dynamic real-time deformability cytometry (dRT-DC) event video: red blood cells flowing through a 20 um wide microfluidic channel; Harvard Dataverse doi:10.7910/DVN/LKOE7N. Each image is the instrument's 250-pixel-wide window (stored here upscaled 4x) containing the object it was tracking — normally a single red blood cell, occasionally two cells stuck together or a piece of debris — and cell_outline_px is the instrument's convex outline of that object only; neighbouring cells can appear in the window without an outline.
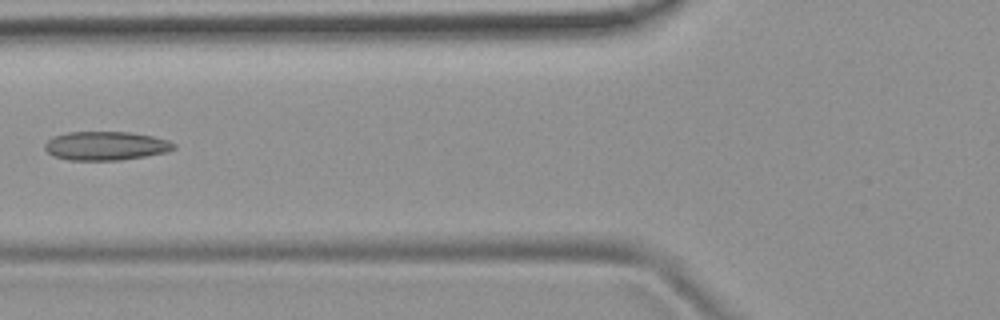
{"species": "common noctule bat (a hibernating species)", "species_latin": "Nyctalus noctula", "temperature_condition": "room temperature", "stored_images_in_passage": 7, "camera_frame_rate_fps": 3000, "um_per_image_px": 0.085, "animal": {"sex": "female", "body_mass_g": 19.9}, "frame": {"image": 1, "passage_image": 6, "time_ms": 5.667, "image_size_px": [1000, 320], "cell_outline_px": [[176, 148], [168, 152], [120, 160], [68, 160], [52, 156], [44, 148], [44, 144], [52, 136], [68, 132], [128, 132], [152, 136], [168, 140], [176, 144]], "centroid_in_image_um": [8.98, 12.4], "position_along_channel_um": 116.8, "area_um2": 21.73}}
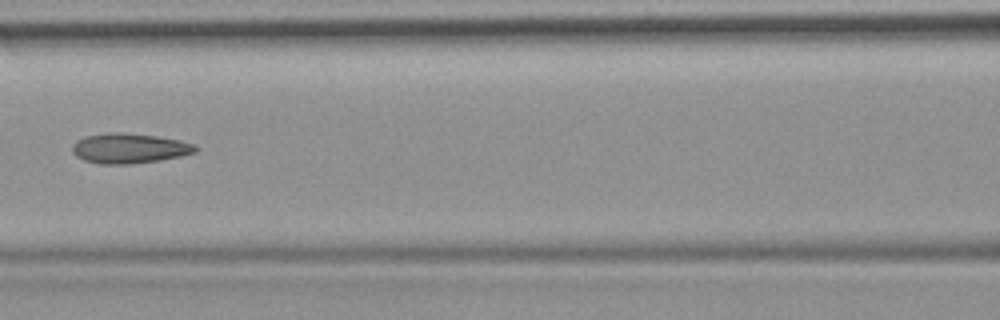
{"frame": {"image": 2, "passage_image": 7, "time_ms": 6.667, "image_size_px": [1000, 320], "cell_outline_px": [[200, 148], [196, 152], [180, 156], [160, 160], [128, 164], [100, 164], [84, 160], [76, 156], [72, 152], [72, 144], [76, 140], [84, 136], [108, 132], [120, 132], [156, 136], [180, 140], [196, 144]], "centroid_in_image_um": [10.99, 12.6], "position_along_channel_um": 155.6, "area_um2": 21.73}}